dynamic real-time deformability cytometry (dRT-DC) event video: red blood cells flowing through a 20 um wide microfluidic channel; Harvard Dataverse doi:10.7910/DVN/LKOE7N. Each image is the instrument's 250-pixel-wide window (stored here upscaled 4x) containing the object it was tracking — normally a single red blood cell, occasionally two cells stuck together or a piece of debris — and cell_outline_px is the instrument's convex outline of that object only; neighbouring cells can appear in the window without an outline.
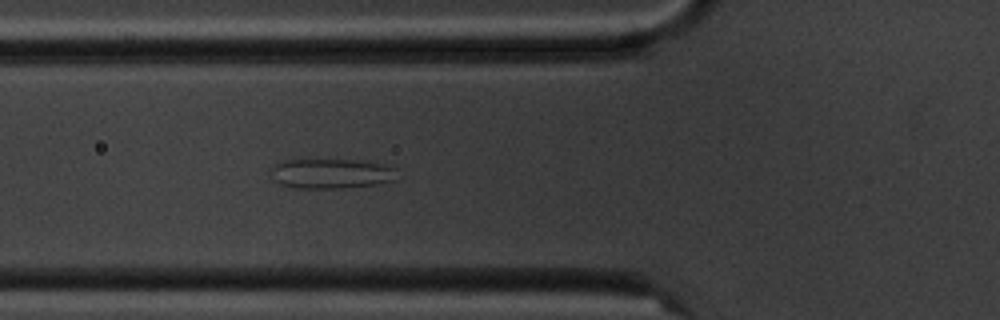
{"species": "common noctule bat (a hibernating species)", "species_latin": "Nyctalus noctula", "temperature_condition": "cold", "stored_images_in_passage": 5, "camera_frame_rate_fps": 3000, "um_per_image_px": 0.085, "animal": {"sex": "male", "body_mass_g": 20.1, "forearm_length_mm": 53.5}, "frame": {"image": 1, "passage_image": 5, "time_ms": 4.333, "image_size_px": [1000, 320], "cell_outline_px": [[396, 180], [376, 184], [344, 188], [296, 188], [280, 184], [276, 180], [272, 168], [272, 164], [284, 160], [304, 156], [368, 160], [384, 164], [396, 168]], "centroid_in_image_um": [28.16, 14.68], "position_along_channel_um": 97.6, "area_um2": 23.24}}